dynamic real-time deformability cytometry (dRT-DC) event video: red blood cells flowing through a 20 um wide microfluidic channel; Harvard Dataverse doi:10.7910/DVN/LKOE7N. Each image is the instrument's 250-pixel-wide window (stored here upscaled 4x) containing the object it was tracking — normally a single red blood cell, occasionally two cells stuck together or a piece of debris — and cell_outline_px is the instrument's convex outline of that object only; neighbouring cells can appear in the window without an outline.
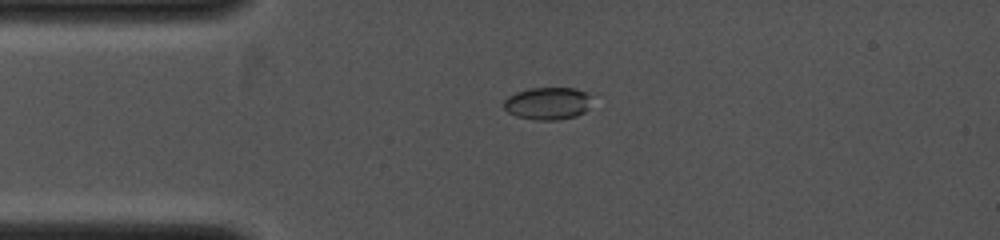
{"species": "common noctule bat (a hibernating species)", "species_latin": "Nyctalus noctula", "temperature_condition": "cold", "stored_images_in_passage": 31, "camera_frame_rate_fps": 4000, "um_per_image_px": 0.085, "animal": {"sex": "female", "body_mass_g": 19.0, "forearm_length_mm": 53.3}, "frame": {"image": 1, "passage_image": 5, "time_ms": 2.5, "image_size_px": [1000, 240], "cell_outline_px": [[588, 96], [584, 112], [576, 116], [556, 120], [536, 120], [516, 116], [508, 112], [504, 108], [504, 100], [508, 96], [516, 92], [532, 88], [576, 88], [584, 92]], "centroid_in_image_um": [46.47, 8.79], "position_along_channel_um": 38.5, "area_um2": 16.24}}
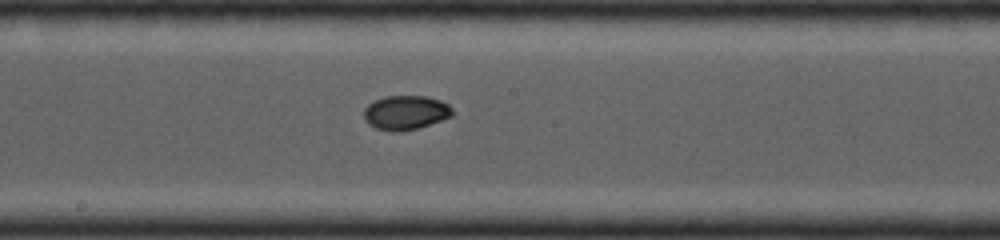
{"frame": {"image": 2, "passage_image": 16, "time_ms": 6.25, "image_size_px": [1000, 240], "cell_outline_px": [[452, 116], [416, 128], [400, 132], [392, 132], [376, 128], [368, 124], [364, 120], [364, 108], [372, 100], [384, 96], [428, 96], [440, 100], [448, 104], [452, 108]], "centroid_in_image_um": [34.43, 9.56], "position_along_channel_um": 213.8, "area_um2": 17.74}}
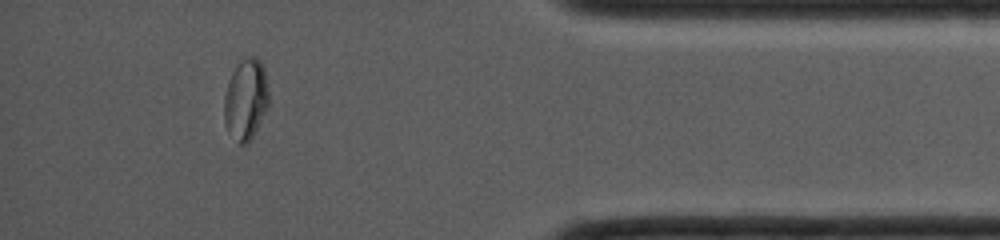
{"frame": {"image": 3, "passage_image": 28, "time_ms": 10.5, "image_size_px": [1000, 240], "cell_outline_px": [[268, 108], [248, 144], [240, 144], [228, 132], [224, 120], [224, 96], [228, 80], [232, 72], [240, 60], [244, 56], [256, 56], [260, 60], [264, 68], [268, 92]], "centroid_in_image_um": [20.89, 8.42], "position_along_channel_um": 414.3, "area_um2": 21.21}}